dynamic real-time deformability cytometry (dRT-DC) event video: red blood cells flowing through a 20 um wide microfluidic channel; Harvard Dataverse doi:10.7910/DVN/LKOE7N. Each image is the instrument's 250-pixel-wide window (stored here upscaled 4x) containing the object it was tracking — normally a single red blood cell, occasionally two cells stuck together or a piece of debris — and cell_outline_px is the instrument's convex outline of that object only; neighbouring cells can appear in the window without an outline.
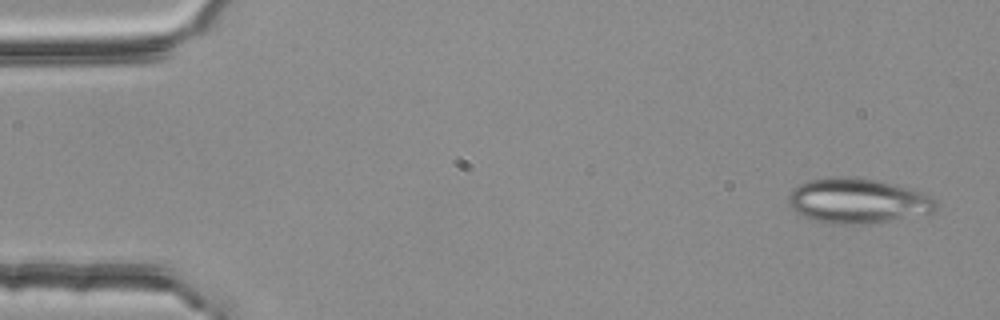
{"species": "common noctule bat (a hibernating species)", "species_latin": "Nyctalus noctula", "temperature_condition": "room temperature", "stored_images_in_passage": 4, "camera_frame_rate_fps": 3000, "um_per_image_px": 0.085, "animal": {"sex": "female", "body_mass_g": 25.1}, "frame": {"image": 1, "passage_image": 1, "time_ms": 0.0, "image_size_px": [1000, 320], "cell_outline_px": [[940, 204], [932, 212], [872, 224], [832, 224], [816, 220], [804, 216], [796, 212], [788, 204], [788, 196], [800, 184], [808, 180], [832, 176], [844, 176], [876, 180], [924, 192], [932, 196]], "centroid_in_image_um": [72.92, 17.07], "position_along_channel_um": 12.1, "area_um2": 38.67}}